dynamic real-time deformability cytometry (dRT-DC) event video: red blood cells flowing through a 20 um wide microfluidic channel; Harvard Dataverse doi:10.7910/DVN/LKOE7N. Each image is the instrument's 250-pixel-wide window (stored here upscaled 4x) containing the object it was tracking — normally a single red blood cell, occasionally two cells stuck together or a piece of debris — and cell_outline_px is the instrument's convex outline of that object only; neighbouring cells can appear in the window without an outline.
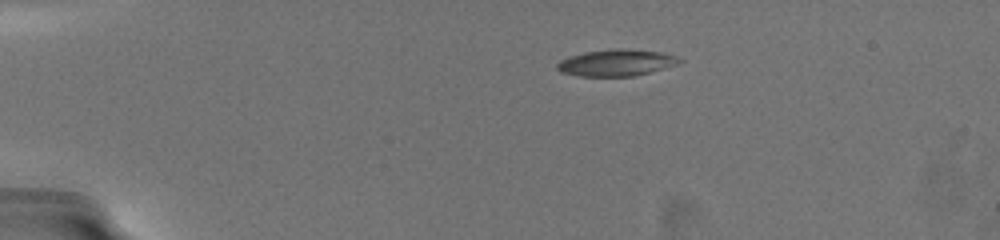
{"species": "common noctule bat (a hibernating species)", "species_latin": "Nyctalus noctula", "temperature_condition": "warm", "stored_images_in_passage": 3, "camera_frame_rate_fps": 3000, "um_per_image_px": 0.085, "animal": {"sex": "female", "body_mass_g": 19.5, "forearm_length_mm": 54.1}, "frame": {"image": 1, "passage_image": 1, "time_ms": 0.0, "image_size_px": [1000, 240], "cell_outline_px": [[684, 60], [680, 64], [632, 76], [580, 76], [560, 72], [556, 68], [556, 64], [560, 60], [568, 56], [584, 52], [620, 48], [664, 52], [676, 56]], "centroid_in_image_um": [52.39, 5.32], "position_along_channel_um": 32.6, "area_um2": 19.02}}